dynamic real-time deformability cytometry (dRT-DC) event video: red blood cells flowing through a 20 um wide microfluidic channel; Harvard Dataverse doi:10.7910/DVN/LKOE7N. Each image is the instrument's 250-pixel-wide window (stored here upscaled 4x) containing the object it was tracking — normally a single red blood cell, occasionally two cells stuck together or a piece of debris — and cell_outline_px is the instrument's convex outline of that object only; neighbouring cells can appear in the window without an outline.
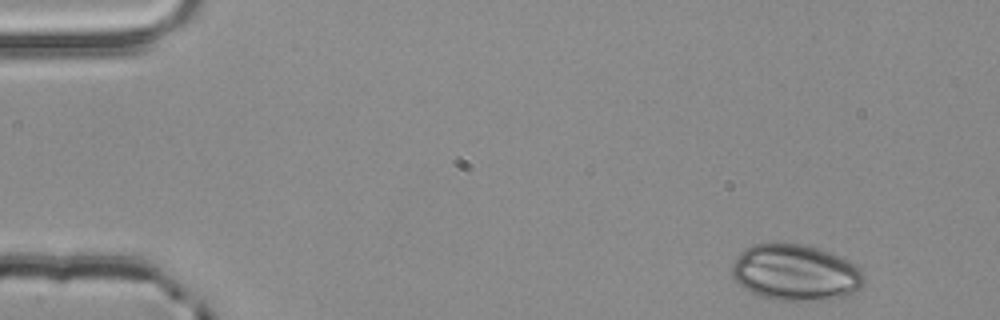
{"species": "common noctule bat (a hibernating species)", "species_latin": "Nyctalus noctula", "temperature_condition": "room temperature", "stored_images_in_passage": 50, "camera_frame_rate_fps": 3000, "um_per_image_px": 0.085, "animal": {"sex": "male", "body_mass_g": 20.4}, "frame": {"image": 1, "passage_image": 1, "time_ms": 0.0, "image_size_px": [1000, 320], "cell_outline_px": [[864, 284], [860, 288], [844, 296], [828, 300], [780, 300], [760, 296], [744, 288], [732, 276], [732, 264], [740, 252], [744, 248], [752, 244], [804, 244], [840, 256], [848, 260], [860, 268], [864, 276]], "centroid_in_image_um": [67.62, 23.17], "position_along_channel_um": 17.4, "area_um2": 43.06}}
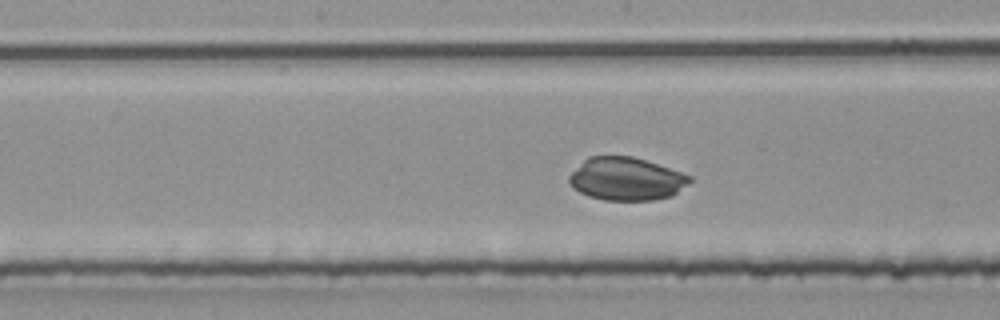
{"frame": {"image": 2, "passage_image": 24, "time_ms": 7.667, "image_size_px": [1000, 320], "cell_outline_px": [[692, 180], [688, 184], [672, 196], [656, 200], [604, 200], [588, 196], [572, 188], [568, 180], [568, 176], [588, 156], [632, 156], [692, 176]], "centroid_in_image_um": [53.22, 15.22], "position_along_channel_um": 195.0, "area_um2": 30.11}}
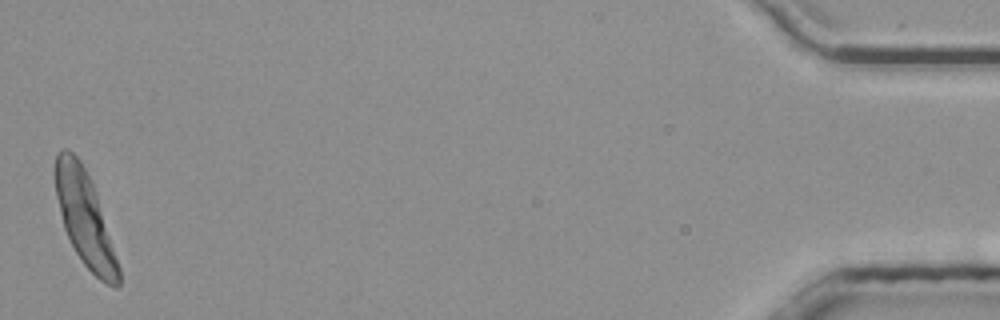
{"frame": {"image": 3, "passage_image": 50, "time_ms": 16.333, "image_size_px": [1000, 320], "cell_outline_px": [[120, 284], [116, 288], [100, 280], [84, 264], [76, 252], [64, 228], [56, 196], [56, 156], [64, 148], [68, 148], [80, 160], [92, 184], [120, 268]], "centroid_in_image_um": [7.21, 18.6], "position_along_channel_um": 428.0, "area_um2": 33.47}}